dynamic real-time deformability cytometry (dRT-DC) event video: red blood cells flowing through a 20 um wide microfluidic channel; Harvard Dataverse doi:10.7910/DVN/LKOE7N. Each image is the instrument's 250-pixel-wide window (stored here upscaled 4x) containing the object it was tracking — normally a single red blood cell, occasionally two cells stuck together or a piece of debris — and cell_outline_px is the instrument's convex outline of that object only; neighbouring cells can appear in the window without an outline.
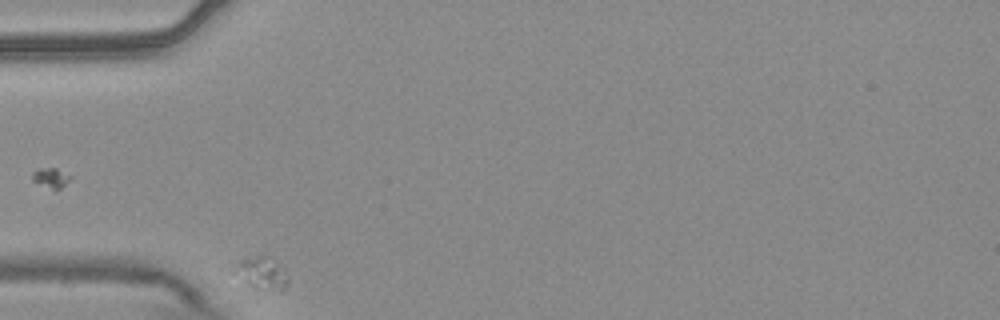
{"species": "common noctule bat (a hibernating species)", "species_latin": "Nyctalus noctula", "temperature_condition": "warm", "stored_images_in_passage": 34, "camera_frame_rate_fps": 3000, "um_per_image_px": 0.085, "animal": {"sex": "male", "body_mass_g": 20.4}, "frame": {"image": 1, "passage_image": 1, "time_ms": 0.0, "image_size_px": [1000, 320], "cell_outline_px": [[288, 284], [284, 292], [280, 292], [256, 288], [248, 284], [236, 268], [236, 264], [240, 260], [264, 252], [272, 256], [276, 260], [288, 276]], "centroid_in_image_um": [22.39, 23.18], "position_along_channel_um": 62.6, "area_um2": 10.17}}